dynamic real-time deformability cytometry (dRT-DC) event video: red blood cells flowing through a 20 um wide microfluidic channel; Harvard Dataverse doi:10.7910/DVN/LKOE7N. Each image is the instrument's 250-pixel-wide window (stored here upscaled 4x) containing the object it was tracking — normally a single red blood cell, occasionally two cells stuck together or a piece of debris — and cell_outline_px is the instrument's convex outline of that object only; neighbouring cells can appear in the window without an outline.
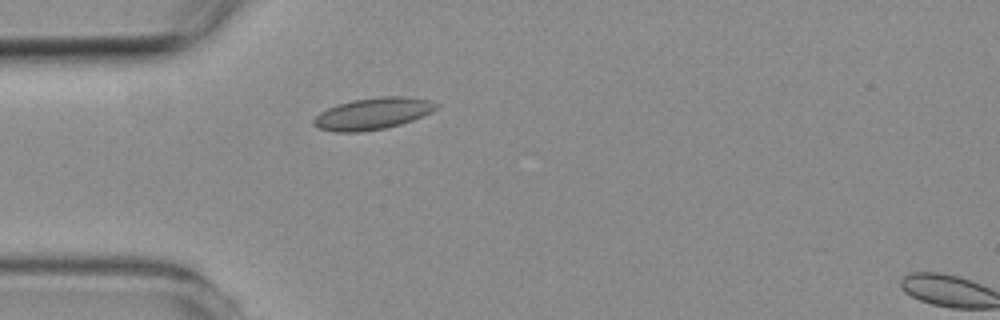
{"species": "common noctule bat (a hibernating species)", "species_latin": "Nyctalus noctula", "temperature_condition": "room temperature", "stored_images_in_passage": 3, "camera_frame_rate_fps": 3000, "um_per_image_px": 0.085, "animal": {"sex": "female", "body_mass_g": 19.3, "forearm_length_mm": 54.1}, "frame": {"image": 1, "passage_image": 2, "time_ms": 2.0, "image_size_px": [1000, 320], "cell_outline_px": [[436, 108], [432, 112], [412, 120], [400, 124], [384, 128], [360, 132], [336, 132], [320, 128], [312, 124], [312, 120], [320, 112], [328, 108], [352, 100], [380, 96], [404, 96], [428, 100], [436, 104]], "centroid_in_image_um": [31.66, 9.66], "position_along_channel_um": 53.3, "area_um2": 22.37}}